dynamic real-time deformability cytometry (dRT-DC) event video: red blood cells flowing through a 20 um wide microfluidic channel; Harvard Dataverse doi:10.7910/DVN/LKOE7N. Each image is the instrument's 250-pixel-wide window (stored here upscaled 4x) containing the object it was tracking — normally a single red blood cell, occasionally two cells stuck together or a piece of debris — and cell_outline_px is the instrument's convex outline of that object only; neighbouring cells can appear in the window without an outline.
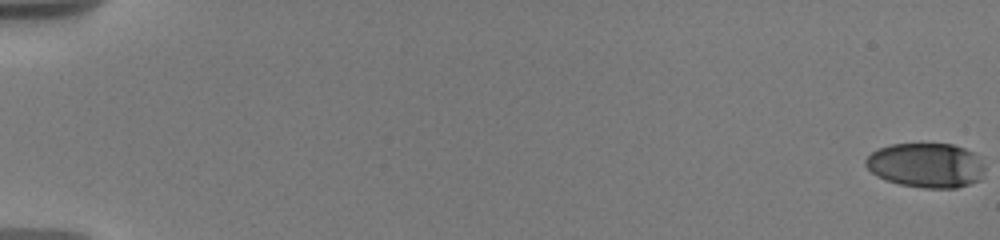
{"species": "human", "species_latin": "Homo sapiens", "temperature_condition": "warm", "stored_images_in_passage": 33, "camera_frame_rate_fps": 3000, "um_per_image_px": 0.085, "donor": {"sex": "male"}, "frame": {"image": 1, "passage_image": 1, "time_ms": 0.0, "image_size_px": [1000, 240], "cell_outline_px": [[984, 168], [980, 180], [956, 188], [920, 188], [900, 184], [876, 176], [864, 164], [864, 160], [876, 148], [892, 144], [952, 144], [964, 148], [972, 152], [984, 164]], "centroid_in_image_um": [78.69, 14.05], "position_along_channel_um": 6.3, "area_um2": 30.98}}
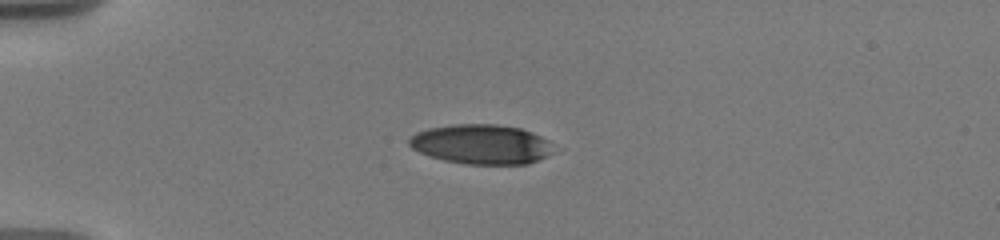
{"frame": {"image": 2, "passage_image": 23, "time_ms": 5.333, "image_size_px": [1000, 240], "cell_outline_px": [[556, 152], [548, 156], [528, 164], [468, 164], [444, 160], [428, 156], [412, 148], [408, 144], [408, 140], [416, 132], [428, 128], [452, 124], [496, 124], [520, 128], [532, 132], [548, 140], [556, 148]], "centroid_in_image_um": [40.95, 12.26], "position_along_channel_um": 44.0, "area_um2": 33.7}}
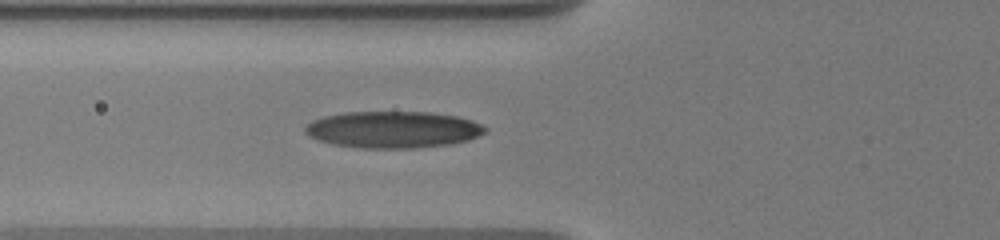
{"frame": {"image": 3, "passage_image": 32, "time_ms": 7.667, "image_size_px": [1000, 240], "cell_outline_px": [[488, 132], [468, 140], [448, 144], [412, 148], [364, 148], [332, 144], [308, 136], [304, 132], [304, 128], [312, 120], [324, 116], [344, 112], [432, 112], [456, 116], [472, 120], [488, 128]], "centroid_in_image_um": [33.41, 11.01], "position_along_channel_um": 92.4, "area_um2": 38.55}}